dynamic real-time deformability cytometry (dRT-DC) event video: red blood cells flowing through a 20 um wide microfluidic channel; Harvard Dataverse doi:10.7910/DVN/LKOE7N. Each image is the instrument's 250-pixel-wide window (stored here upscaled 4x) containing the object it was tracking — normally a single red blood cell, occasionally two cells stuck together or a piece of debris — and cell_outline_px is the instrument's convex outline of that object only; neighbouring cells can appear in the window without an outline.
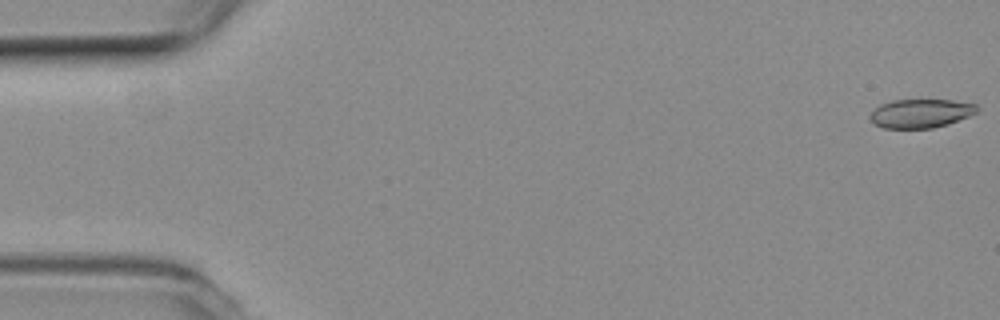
{"species": "common noctule bat (a hibernating species)", "species_latin": "Nyctalus noctula", "temperature_condition": "room temperature", "stored_images_in_passage": 55, "camera_frame_rate_fps": 3000, "um_per_image_px": 0.085, "animal": {"sex": "female", "body_mass_g": 19.3, "forearm_length_mm": 54.1}, "frame": {"image": 1, "passage_image": 1, "time_ms": 0.0, "image_size_px": [1000, 320], "cell_outline_px": [[980, 108], [976, 112], [968, 116], [948, 124], [932, 128], [884, 128], [876, 124], [868, 116], [880, 104], [892, 100], [952, 100], [976, 104]], "centroid_in_image_um": [78.27, 9.63], "position_along_channel_um": 6.7, "area_um2": 17.8}}
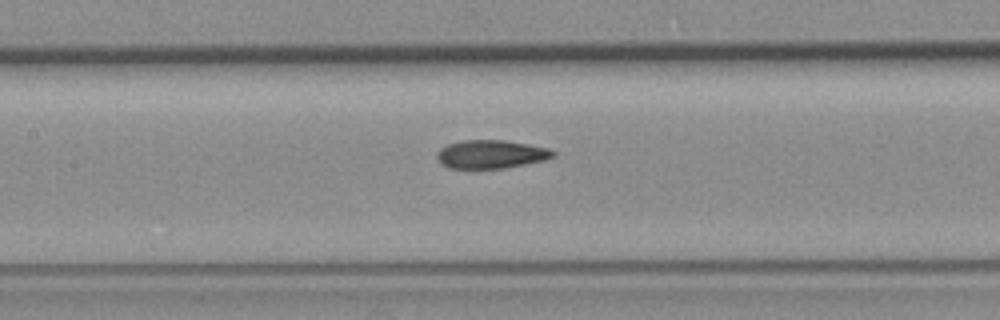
{"frame": {"image": 2, "passage_image": 25, "time_ms": 8.0, "image_size_px": [1000, 320], "cell_outline_px": [[556, 156], [544, 160], [504, 168], [448, 168], [440, 164], [436, 156], [436, 152], [440, 148], [448, 144], [464, 140], [504, 140], [528, 144], [548, 148], [556, 152]], "centroid_in_image_um": [41.71, 13.11], "position_along_channel_um": 165.7, "area_um2": 19.25}}
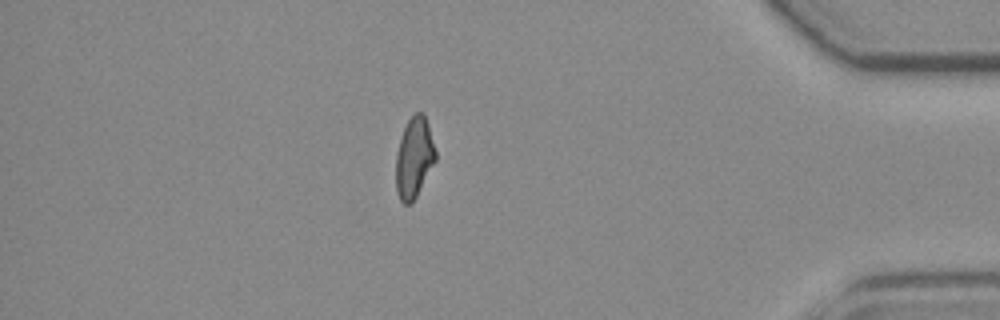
{"frame": {"image": 3, "passage_image": 47, "time_ms": 15.333, "image_size_px": [1000, 320], "cell_outline_px": [[436, 160], [412, 204], [404, 204], [400, 200], [396, 192], [396, 156], [400, 140], [404, 128], [408, 120], [416, 112], [424, 112], [428, 124], [436, 152]], "centroid_in_image_um": [35.2, 13.42], "position_along_channel_um": 400.0, "area_um2": 18.55}, "authors_computed_cell_mechanics": {"area_um2": 19.3052, "velocity_mm_per_s": 3.7782, "shape_relaxation_time_tau1_ms": null, "shape_relaxation_time_tau2_ms": 3.0246, "deformation_change_tau1": null, "deformation_change_tau2": 0.0797}}